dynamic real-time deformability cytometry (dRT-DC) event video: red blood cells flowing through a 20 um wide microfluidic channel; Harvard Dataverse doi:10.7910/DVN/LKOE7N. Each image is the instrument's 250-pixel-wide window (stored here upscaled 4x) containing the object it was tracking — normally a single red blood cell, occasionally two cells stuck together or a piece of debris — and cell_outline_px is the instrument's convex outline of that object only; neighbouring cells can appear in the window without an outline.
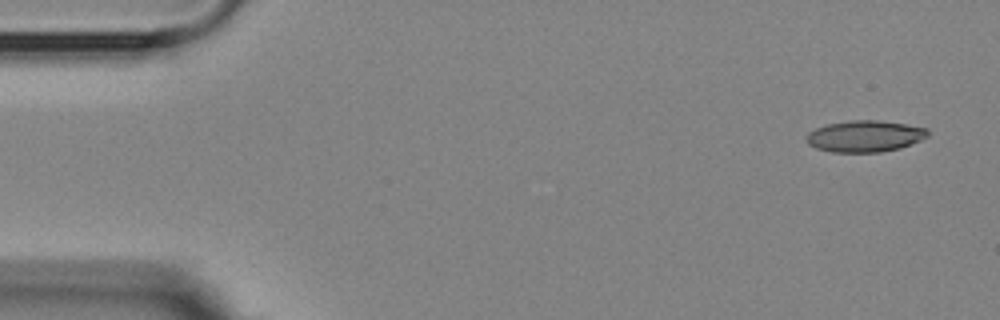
{"species": "Egyptian fruit bat (a non-hibernating species)", "species_latin": "Rousettus aegyptiacus", "temperature_condition": "room temperature", "stored_images_in_passage": 5, "camera_frame_rate_fps": 3000, "um_per_image_px": 0.085, "animal": {"sex": "female"}, "frame": {"image": 1, "passage_image": 1, "time_ms": 0.0, "image_size_px": [1000, 320], "cell_outline_px": [[928, 136], [920, 140], [900, 148], [880, 152], [832, 152], [816, 148], [808, 144], [804, 136], [808, 132], [816, 128], [828, 124], [848, 120], [880, 120], [928, 128]], "centroid_in_image_um": [73.48, 11.57], "position_along_channel_um": 11.5, "area_um2": 22.31}}
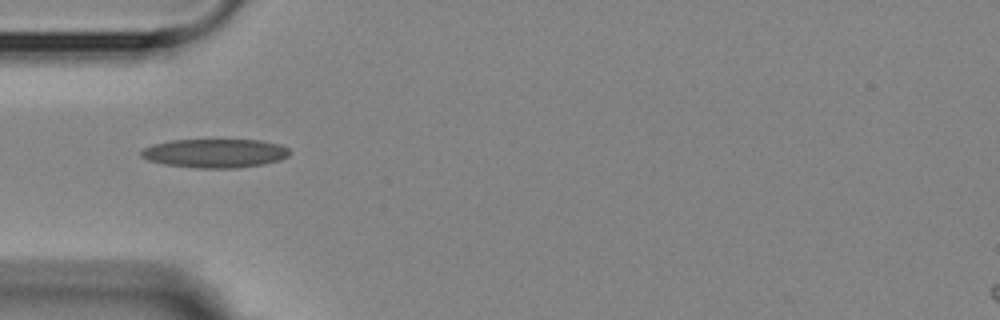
{"frame": {"image": 2, "passage_image": 5, "time_ms": 4.667, "image_size_px": [1000, 320], "cell_outline_px": [[292, 152], [288, 156], [280, 160], [264, 164], [236, 168], [196, 168], [164, 164], [148, 160], [140, 156], [140, 152], [144, 148], [152, 144], [172, 140], [260, 140], [280, 144], [288, 148]], "centroid_in_image_um": [18.29, 13.02], "position_along_channel_um": 66.7, "area_um2": 25.09}}